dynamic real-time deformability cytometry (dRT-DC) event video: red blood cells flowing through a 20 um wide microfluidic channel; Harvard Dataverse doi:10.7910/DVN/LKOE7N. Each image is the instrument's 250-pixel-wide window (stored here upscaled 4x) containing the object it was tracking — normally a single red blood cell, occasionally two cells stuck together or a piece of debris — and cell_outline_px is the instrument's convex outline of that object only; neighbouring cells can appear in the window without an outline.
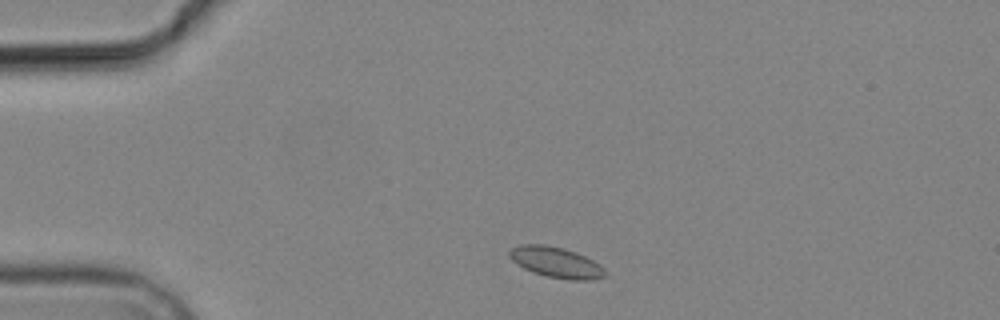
{"species": "common noctule bat (a hibernating species)", "species_latin": "Nyctalus noctula", "temperature_condition": "cold", "stored_images_in_passage": 3, "camera_frame_rate_fps": 3000, "um_per_image_px": 0.085, "animal": {"sex": "male", "body_mass_g": 19.2, "forearm_length_mm": 51.8}, "frame": {"image": 1, "passage_image": 1, "time_ms": 0.0, "image_size_px": [1000, 320], "cell_outline_px": [[604, 276], [592, 280], [568, 280], [548, 276], [532, 272], [516, 264], [508, 256], [508, 252], [512, 248], [520, 244], [544, 244], [576, 252], [600, 264], [604, 268]], "centroid_in_image_um": [47.23, 22.3], "position_along_channel_um": 37.8, "area_um2": 16.99}}